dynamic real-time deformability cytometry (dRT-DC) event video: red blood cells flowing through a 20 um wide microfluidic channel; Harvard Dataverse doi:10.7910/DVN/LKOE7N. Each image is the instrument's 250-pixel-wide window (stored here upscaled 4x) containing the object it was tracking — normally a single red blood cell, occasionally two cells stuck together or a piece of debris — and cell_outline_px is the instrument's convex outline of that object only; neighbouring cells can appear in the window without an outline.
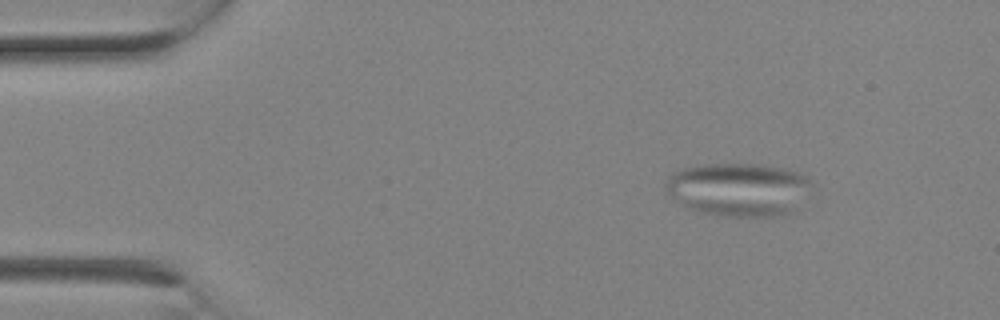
{"species": "Egyptian fruit bat (a non-hibernating species)", "species_latin": "Rousettus aegyptiacus", "temperature_condition": "room temperature", "stored_images_in_passage": 2, "camera_frame_rate_fps": 3000, "um_per_image_px": 0.085, "animal": {"sex": "female"}, "frame": {"image": 1, "passage_image": 1, "time_ms": 0.0, "image_size_px": [1000, 320], "cell_outline_px": [[812, 184], [796, 208], [792, 212], [772, 216], [724, 216], [700, 212], [688, 208], [664, 196], [664, 180], [668, 176], [684, 168], [704, 164], [764, 164], [788, 168], [812, 180]], "centroid_in_image_um": [62.7, 16.09], "position_along_channel_um": 22.3, "area_um2": 45.84}}